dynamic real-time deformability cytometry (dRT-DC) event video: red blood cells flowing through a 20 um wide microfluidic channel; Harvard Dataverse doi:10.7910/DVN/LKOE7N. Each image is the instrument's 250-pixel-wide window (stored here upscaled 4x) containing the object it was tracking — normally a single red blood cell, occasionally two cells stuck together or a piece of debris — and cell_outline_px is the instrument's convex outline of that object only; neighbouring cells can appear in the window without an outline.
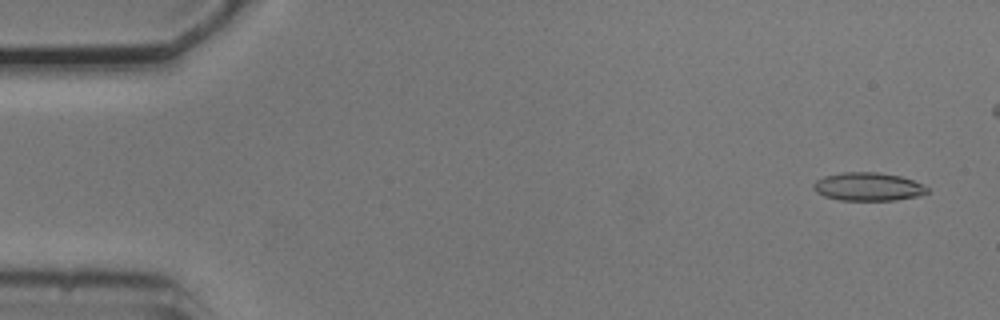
{"species": "common noctule bat (a hibernating species)", "species_latin": "Nyctalus noctula", "temperature_condition": "cold", "stored_images_in_passage": 49, "camera_frame_rate_fps": 3000, "um_per_image_px": 0.085, "animal": {"sex": "male", "body_mass_g": 20.5, "forearm_length_mm": 52.5}, "frame": {"image": 1, "passage_image": 3, "time_ms": 0.667, "image_size_px": [1000, 320], "cell_outline_px": [[928, 192], [920, 196], [896, 200], [840, 200], [824, 196], [816, 192], [812, 188], [812, 184], [816, 180], [824, 176], [844, 172], [880, 172], [900, 176], [912, 180], [928, 188]], "centroid_in_image_um": [73.76, 15.87], "position_along_channel_um": 11.2, "area_um2": 18.79}}
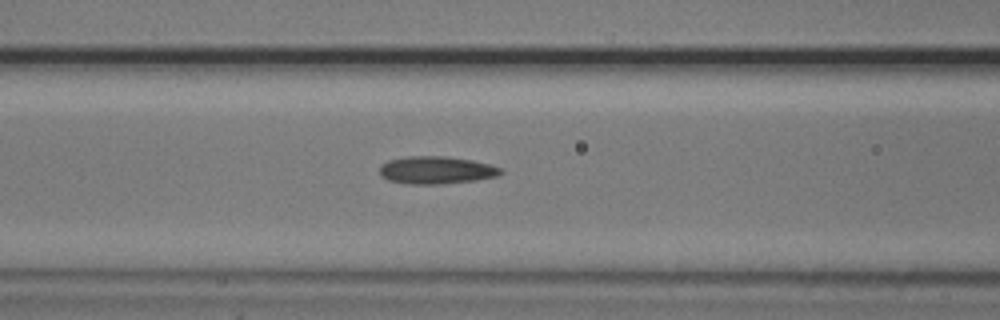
{"frame": {"image": 2, "passage_image": 22, "time_ms": 7.0, "image_size_px": [1000, 320], "cell_outline_px": [[504, 172], [496, 176], [476, 180], [440, 184], [408, 184], [388, 180], [380, 176], [380, 164], [388, 160], [408, 156], [448, 156], [472, 160], [488, 164], [500, 168]], "centroid_in_image_um": [37.04, 14.46], "position_along_channel_um": 129.6, "area_um2": 19.54}}
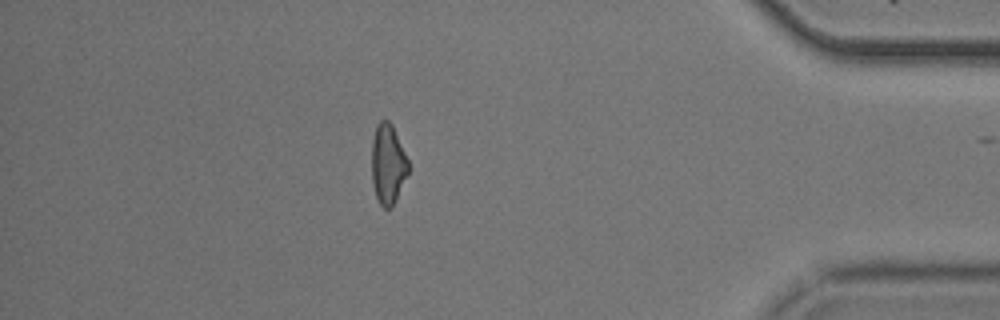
{"frame": {"image": 3, "passage_image": 47, "time_ms": 15.333, "image_size_px": [1000, 320], "cell_outline_px": [[408, 172], [392, 208], [384, 208], [380, 204], [376, 196], [372, 184], [372, 140], [376, 124], [380, 120], [388, 120], [392, 124], [408, 160]], "centroid_in_image_um": [32.95, 13.94], "position_along_channel_um": 402.2, "area_um2": 16.99}, "authors_computed_cell_mechanics": {"area_um2": 18.6116, "velocity_mm_per_s": 3.7632, "shape_relaxation_time_tau1_ms": 4.9978, "shape_relaxation_time_tau2_ms": 3.451, "deformation_change_tau1": 0.1306, "deformation_change_tau2": 0.1363}}